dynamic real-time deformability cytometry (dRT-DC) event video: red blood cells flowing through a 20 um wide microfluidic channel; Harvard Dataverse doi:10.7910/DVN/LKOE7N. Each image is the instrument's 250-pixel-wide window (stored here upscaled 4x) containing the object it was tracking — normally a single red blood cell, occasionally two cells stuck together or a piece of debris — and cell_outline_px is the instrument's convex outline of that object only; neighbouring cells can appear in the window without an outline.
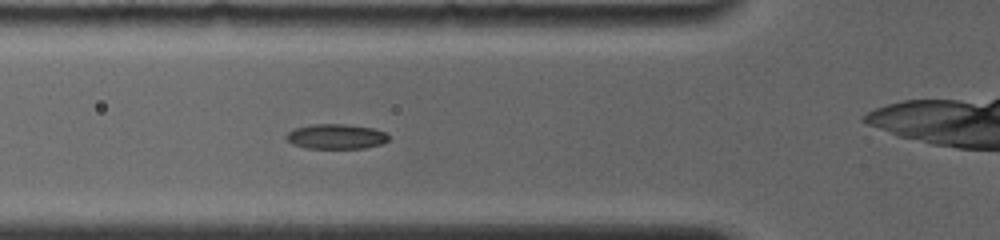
{"species": "common noctule bat (a hibernating species)", "species_latin": "Nyctalus noctula", "temperature_condition": "room temperature", "stored_images_in_passage": 19, "camera_frame_rate_fps": 4000, "um_per_image_px": 0.085, "animal": {"sex": "female", "body_mass_g": 19.0, "forearm_length_mm": 56.7}, "frame": {"image": 1, "passage_image": 6, "time_ms": 3.0, "image_size_px": [1000, 240], "cell_outline_px": [[388, 140], [380, 144], [364, 148], [304, 148], [292, 144], [284, 136], [292, 128], [312, 124], [344, 124], [372, 128], [384, 132], [388, 136]], "centroid_in_image_um": [28.5, 11.6], "position_along_channel_um": 97.3, "area_um2": 14.85}}
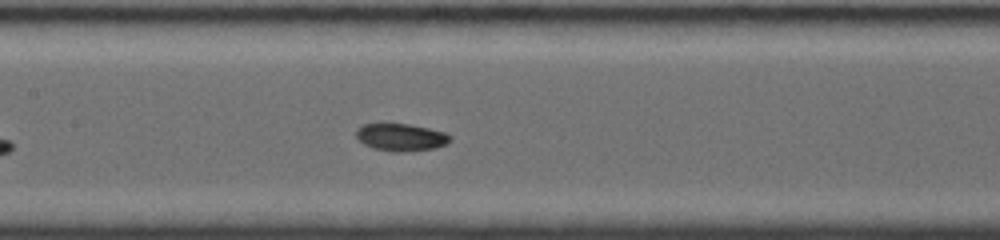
{"frame": {"image": 2, "passage_image": 12, "time_ms": 5.0, "image_size_px": [1000, 240], "cell_outline_px": [[452, 140], [448, 144], [436, 148], [400, 152], [392, 152], [372, 148], [364, 144], [356, 136], [356, 128], [364, 124], [408, 124], [428, 128], [444, 132], [452, 136]], "centroid_in_image_um": [34.11, 11.67], "position_along_channel_um": 173.3, "area_um2": 15.09}}
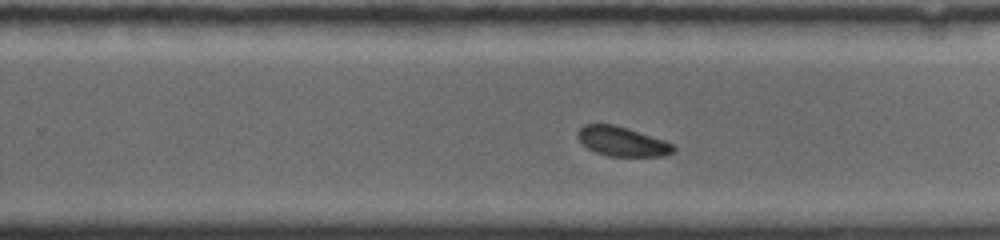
{"frame": {"image": 3, "passage_image": 17, "time_ms": 6.75, "image_size_px": [1000, 240], "cell_outline_px": [[676, 152], [664, 156], [608, 156], [596, 152], [588, 148], [576, 136], [576, 132], [584, 124], [616, 124], [664, 140], [672, 144], [676, 148]], "centroid_in_image_um": [52.89, 12.02], "position_along_channel_um": 276.9, "area_um2": 16.53}}